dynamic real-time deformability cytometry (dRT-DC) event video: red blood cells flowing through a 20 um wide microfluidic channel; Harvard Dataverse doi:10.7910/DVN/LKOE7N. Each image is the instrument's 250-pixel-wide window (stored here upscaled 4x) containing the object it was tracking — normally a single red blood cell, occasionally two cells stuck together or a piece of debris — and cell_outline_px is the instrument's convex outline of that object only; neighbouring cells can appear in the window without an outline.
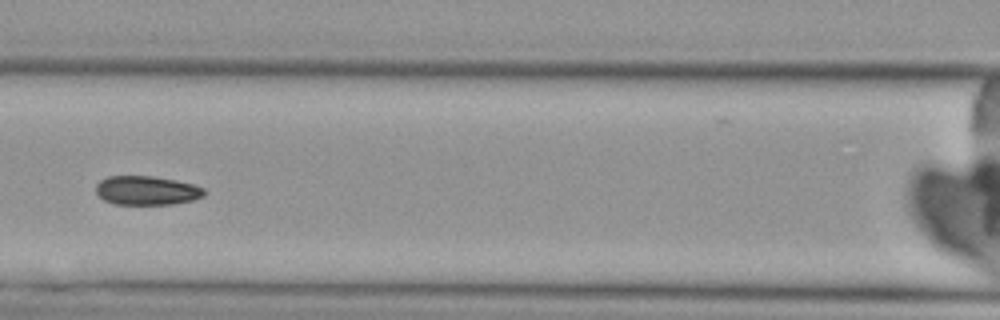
{"species": "Egyptian fruit bat (a non-hibernating species)", "species_latin": "Rousettus aegyptiacus", "temperature_condition": "cold", "stored_images_in_passage": 5, "camera_frame_rate_fps": 3000, "um_per_image_px": 0.085, "animal": {"sex": "female"}, "frame": {"image": 1, "passage_image": 5, "time_ms": 4.667, "image_size_px": [1000, 320], "cell_outline_px": [[204, 196], [192, 200], [172, 204], [112, 204], [104, 200], [96, 192], [96, 184], [100, 180], [108, 176], [152, 176], [192, 184], [204, 188]], "centroid_in_image_um": [12.43, 16.19], "position_along_channel_um": 154.2, "area_um2": 18.15}}